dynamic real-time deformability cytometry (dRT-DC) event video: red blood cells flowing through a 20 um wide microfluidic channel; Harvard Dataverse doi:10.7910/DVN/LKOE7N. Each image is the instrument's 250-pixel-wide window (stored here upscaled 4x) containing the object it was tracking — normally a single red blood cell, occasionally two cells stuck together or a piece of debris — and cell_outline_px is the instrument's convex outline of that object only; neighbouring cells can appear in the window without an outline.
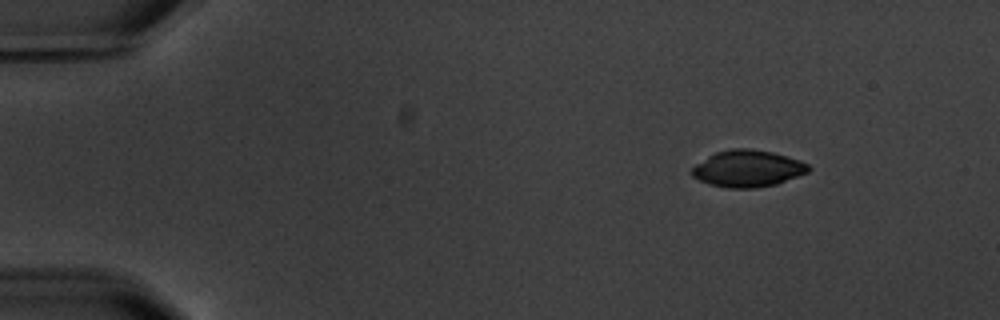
{"species": "common noctule bat (a hibernating species)", "species_latin": "Nyctalus noctula", "temperature_condition": "warm", "stored_images_in_passage": 3, "camera_frame_rate_fps": 3000, "um_per_image_px": 0.085, "animal": {"sex": "male", "body_mass_g": 20.1, "forearm_length_mm": 53.5}, "frame": {"image": 1, "passage_image": 1, "time_ms": 0.0, "image_size_px": [1000, 320], "cell_outline_px": [[812, 168], [808, 172], [776, 184], [756, 188], [728, 188], [712, 184], [700, 180], [692, 176], [692, 168], [696, 164], [708, 156], [716, 152], [732, 148], [748, 148], [772, 152], [800, 160], [808, 164]], "centroid_in_image_um": [63.57, 14.32], "position_along_channel_um": 21.4, "area_um2": 24.8}}
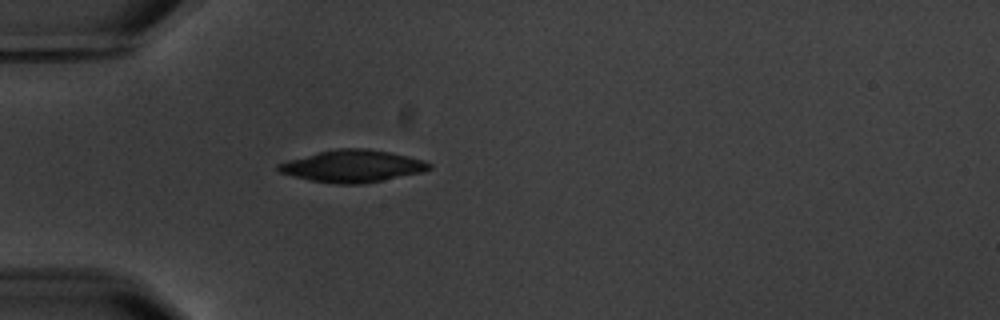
{"frame": {"image": 2, "passage_image": 3, "time_ms": 3.333, "image_size_px": [1000, 320], "cell_outline_px": [[432, 168], [420, 172], [360, 184], [336, 184], [308, 180], [280, 172], [276, 168], [276, 164], [288, 160], [336, 148], [368, 148], [408, 156], [424, 160], [432, 164]], "centroid_in_image_um": [29.94, 14.11], "position_along_channel_um": 55.1, "area_um2": 27.92}}